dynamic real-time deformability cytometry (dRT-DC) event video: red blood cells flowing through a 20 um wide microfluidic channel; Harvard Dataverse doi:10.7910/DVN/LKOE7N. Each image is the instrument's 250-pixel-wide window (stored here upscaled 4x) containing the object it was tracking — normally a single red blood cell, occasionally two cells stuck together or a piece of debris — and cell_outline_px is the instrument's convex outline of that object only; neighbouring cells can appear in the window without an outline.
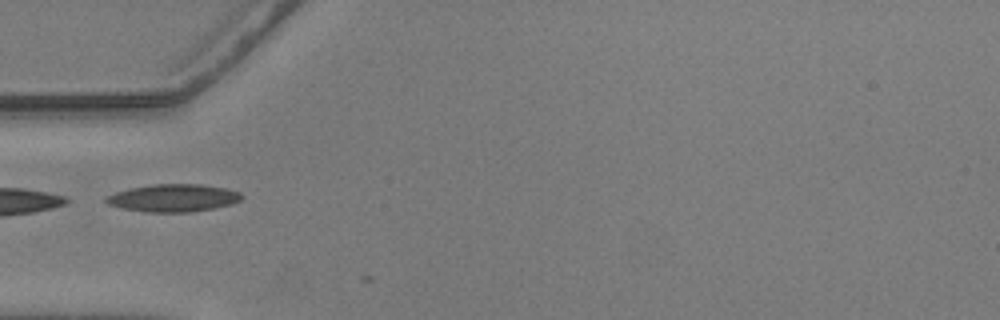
{"species": "common noctule bat (a hibernating species)", "species_latin": "Nyctalus noctula", "temperature_condition": "warm", "stored_images_in_passage": 3, "camera_frame_rate_fps": 3000, "um_per_image_px": 0.085, "animal": {"sex": "male", "body_mass_g": 20.5, "forearm_length_mm": 52.5}, "frame": {"image": 1, "passage_image": 1, "time_ms": 0.0, "image_size_px": [1000, 320], "cell_outline_px": [[244, 196], [240, 200], [232, 204], [192, 212], [148, 212], [120, 208], [108, 204], [104, 200], [104, 196], [128, 188], [152, 184], [200, 184], [224, 188], [240, 192]], "centroid_in_image_um": [14.69, 16.82], "position_along_channel_um": 70.3, "area_um2": 21.91}}